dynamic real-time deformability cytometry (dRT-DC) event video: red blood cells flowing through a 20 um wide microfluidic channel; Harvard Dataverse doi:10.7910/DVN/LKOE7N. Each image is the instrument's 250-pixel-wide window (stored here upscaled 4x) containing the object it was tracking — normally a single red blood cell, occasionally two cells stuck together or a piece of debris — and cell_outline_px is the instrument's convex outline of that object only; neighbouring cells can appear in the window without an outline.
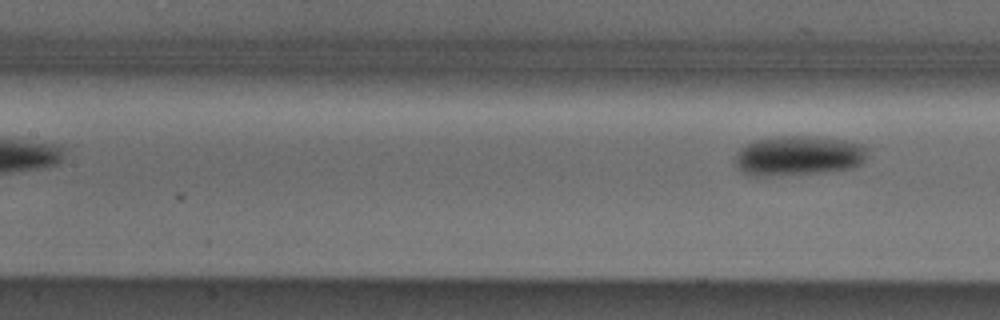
{"species": "Egyptian fruit bat (a non-hibernating species)", "species_latin": "Rousettus aegyptiacus", "temperature_condition": "cold", "stored_images_in_passage": 8, "camera_frame_rate_fps": 3000, "um_per_image_px": 0.085, "animal": {"sex": "male"}, "frame": {"image": 1, "passage_image": 8, "time_ms": 9.333, "image_size_px": [1000, 320], "cell_outline_px": [[868, 156], [860, 164], [852, 168], [820, 172], [768, 176], [752, 176], [736, 168], [732, 156], [740, 148], [756, 140], [780, 136], [816, 136], [844, 140], [864, 144], [868, 148]], "centroid_in_image_um": [67.86, 13.23], "position_along_channel_um": 139.5, "area_um2": 31.04}}